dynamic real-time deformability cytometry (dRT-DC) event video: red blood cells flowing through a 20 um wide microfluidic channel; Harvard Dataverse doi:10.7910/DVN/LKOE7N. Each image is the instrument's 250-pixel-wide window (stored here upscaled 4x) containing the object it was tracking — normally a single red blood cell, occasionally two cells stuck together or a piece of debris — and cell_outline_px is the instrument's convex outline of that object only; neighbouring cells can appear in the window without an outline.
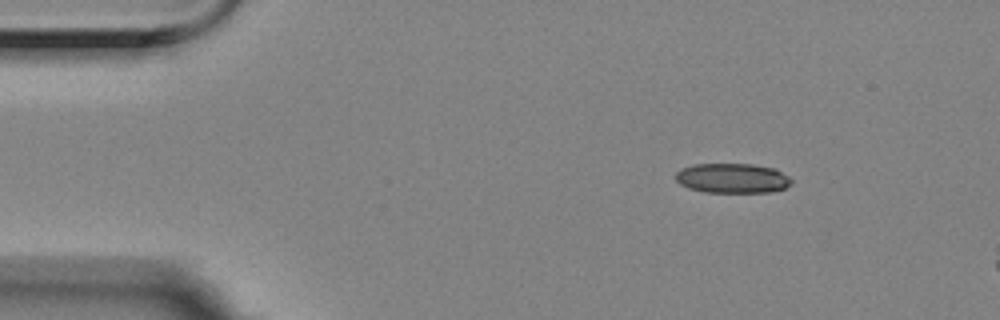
{"species": "Egyptian fruit bat (a non-hibernating species)", "species_latin": "Rousettus aegyptiacus", "temperature_condition": "room temperature", "stored_images_in_passage": 7, "camera_frame_rate_fps": 3000, "um_per_image_px": 0.085, "animal": {"sex": "female"}, "frame": {"image": 1, "passage_image": 1, "time_ms": 0.0, "image_size_px": [1000, 320], "cell_outline_px": [[792, 184], [784, 188], [768, 192], [704, 192], [688, 188], [680, 184], [676, 180], [676, 172], [692, 164], [752, 164], [776, 168], [788, 176], [792, 180]], "centroid_in_image_um": [62.26, 15.14], "position_along_channel_um": 22.7, "area_um2": 20.11}}